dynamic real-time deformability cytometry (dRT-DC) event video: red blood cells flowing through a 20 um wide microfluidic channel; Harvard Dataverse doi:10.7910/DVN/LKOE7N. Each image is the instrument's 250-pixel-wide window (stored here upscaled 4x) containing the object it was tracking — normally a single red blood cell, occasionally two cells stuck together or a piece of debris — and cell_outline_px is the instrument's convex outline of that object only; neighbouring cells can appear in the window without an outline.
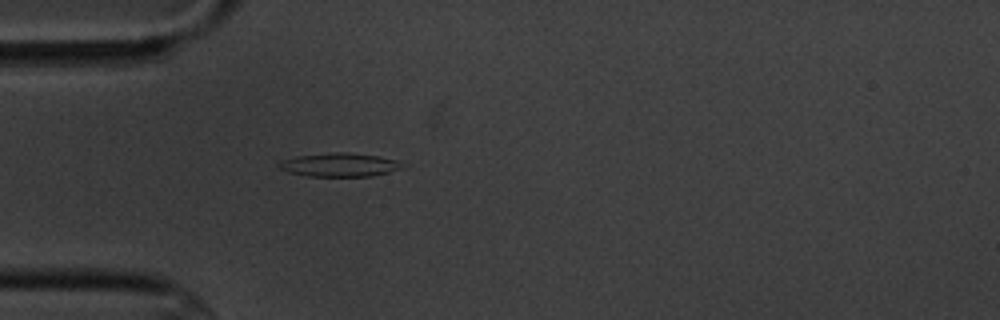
{"species": "common noctule bat (a hibernating species)", "species_latin": "Nyctalus noctula", "temperature_condition": "cold", "stored_images_in_passage": 5, "camera_frame_rate_fps": 3000, "um_per_image_px": 0.085, "animal": {"sex": "male", "body_mass_g": 20.1, "forearm_length_mm": 53.5}, "frame": {"image": 1, "passage_image": 5, "time_ms": 4.667, "image_size_px": [1000, 320], "cell_outline_px": [[404, 168], [372, 176], [308, 176], [288, 172], [280, 168], [280, 160], [296, 156], [332, 152], [348, 152], [380, 156], [396, 160]], "centroid_in_image_um": [28.85, 14.0], "position_along_channel_um": 56.1, "area_um2": 16.88}}